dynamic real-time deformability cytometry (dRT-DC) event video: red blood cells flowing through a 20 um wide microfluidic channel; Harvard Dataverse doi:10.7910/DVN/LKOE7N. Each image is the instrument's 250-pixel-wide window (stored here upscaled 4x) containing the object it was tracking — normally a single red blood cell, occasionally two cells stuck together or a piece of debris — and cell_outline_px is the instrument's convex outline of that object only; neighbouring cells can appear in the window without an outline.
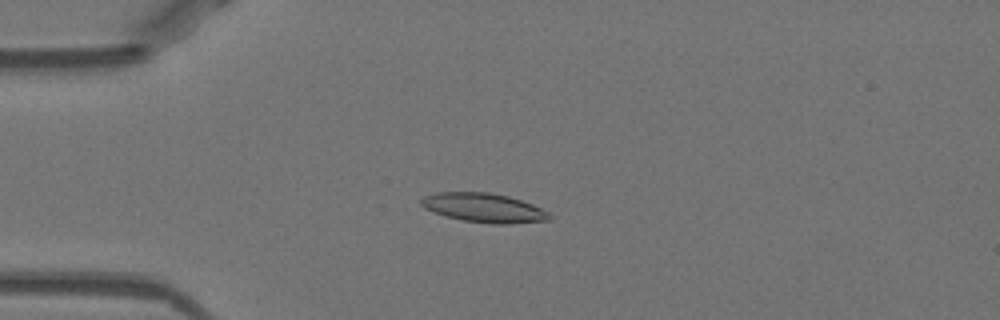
{"species": "Egyptian fruit bat (a non-hibernating species)", "species_latin": "Rousettus aegyptiacus", "temperature_condition": "warm", "stored_images_in_passage": 51, "camera_frame_rate_fps": 3000, "um_per_image_px": 0.085, "animal": {"sex": "female"}, "frame": {"image": 1, "passage_image": 13, "time_ms": 4.0, "image_size_px": [1000, 320], "cell_outline_px": [[552, 220], [508, 224], [492, 224], [464, 220], [444, 216], [432, 212], [424, 208], [420, 204], [420, 200], [424, 196], [436, 192], [488, 192], [508, 196], [532, 204], [548, 212], [552, 216]], "centroid_in_image_um": [41.11, 17.66], "position_along_channel_um": 43.9, "area_um2": 21.91}}
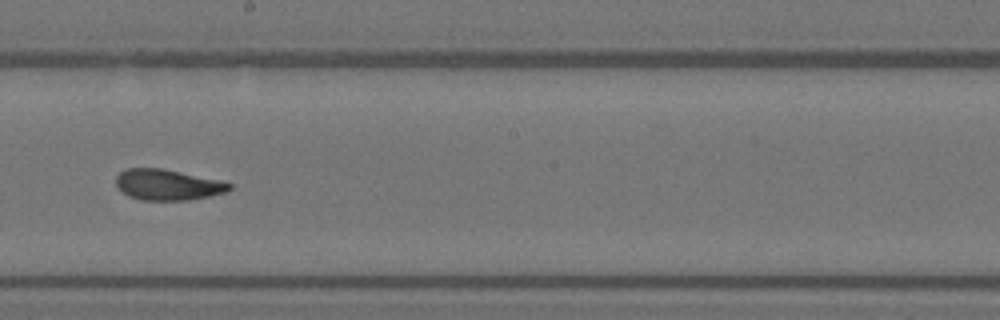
{"frame": {"image": 2, "passage_image": 29, "time_ms": 9.333, "image_size_px": [1000, 320], "cell_outline_px": [[232, 188], [228, 192], [188, 200], [140, 200], [128, 196], [116, 184], [116, 176], [120, 172], [128, 168], [164, 168], [216, 180], [232, 184]], "centroid_in_image_um": [14.24, 15.7], "position_along_channel_um": 234.0, "area_um2": 20.17}}
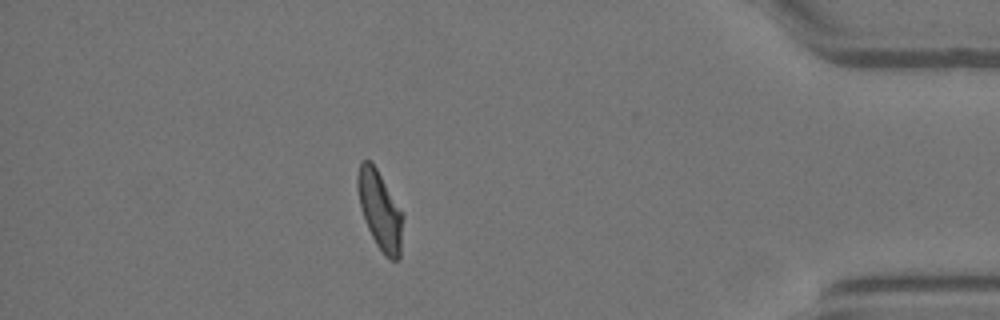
{"frame": {"image": 3, "passage_image": 45, "time_ms": 14.667, "image_size_px": [1000, 320], "cell_outline_px": [[404, 216], [400, 256], [396, 260], [388, 260], [384, 256], [376, 244], [364, 220], [360, 208], [356, 188], [356, 176], [360, 164], [364, 160], [372, 160]], "centroid_in_image_um": [32.28, 17.88], "position_along_channel_um": 402.9, "area_um2": 20.92}, "authors_computed_cell_mechanics": {"area_um2": 20.6346, "velocity_mm_per_s": 3.9725, "shape_relaxation_time_tau1_ms": 5.4393, "shape_relaxation_time_tau2_ms": 2.1621, "deformation_change_tau1": 0.166, "deformation_change_tau2": 0.1005}}